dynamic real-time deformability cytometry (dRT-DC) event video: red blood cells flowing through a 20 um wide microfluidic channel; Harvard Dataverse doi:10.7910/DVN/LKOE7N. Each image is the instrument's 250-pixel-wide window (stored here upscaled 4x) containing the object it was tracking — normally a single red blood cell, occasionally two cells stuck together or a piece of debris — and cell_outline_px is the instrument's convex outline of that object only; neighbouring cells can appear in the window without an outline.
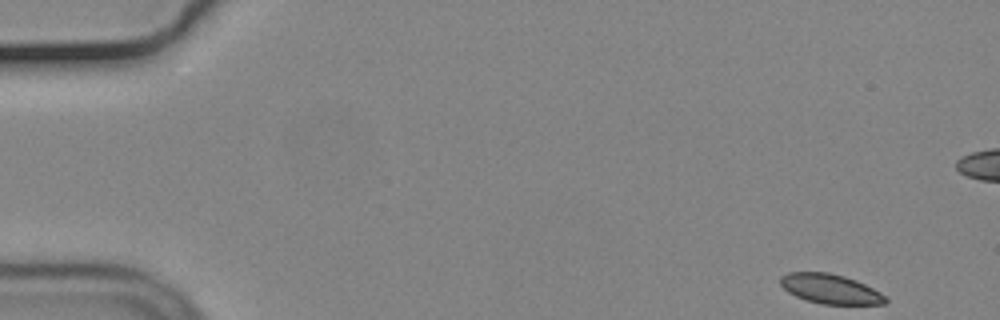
{"species": "common noctule bat (a hibernating species)", "species_latin": "Nyctalus noctula", "temperature_condition": "cold", "stored_images_in_passage": 54, "camera_frame_rate_fps": 3000, "um_per_image_px": 0.085, "animal": {"sex": "male", "body_mass_g": 19.2, "forearm_length_mm": 51.8}, "frame": {"image": 1, "passage_image": 1, "time_ms": 0.0, "image_size_px": [1000, 320], "cell_outline_px": [[888, 304], [820, 304], [796, 296], [788, 292], [780, 284], [780, 276], [788, 272], [828, 272], [844, 276], [856, 280], [888, 296]], "centroid_in_image_um": [70.6, 24.56], "position_along_channel_um": 14.4, "area_um2": 18.21}}
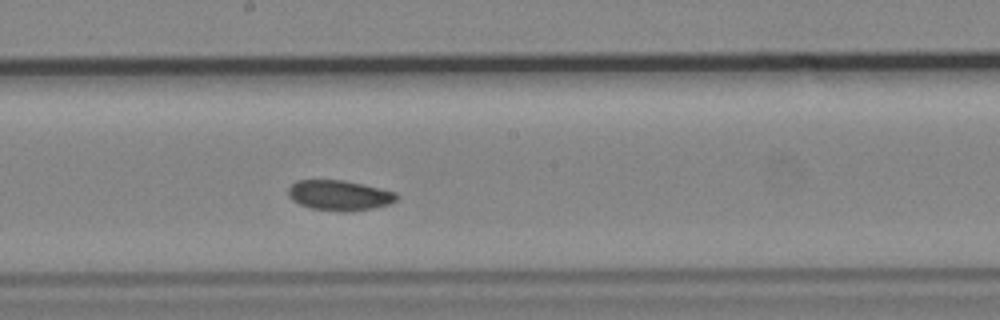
{"frame": {"image": 2, "passage_image": 28, "time_ms": 9.0, "image_size_px": [1000, 320], "cell_outline_px": [[400, 196], [396, 200], [388, 204], [372, 208], [344, 212], [312, 208], [300, 204], [292, 200], [288, 196], [288, 188], [296, 180], [344, 180], [380, 188], [396, 192]], "centroid_in_image_um": [28.84, 16.59], "position_along_channel_um": 219.4, "area_um2": 19.02}}
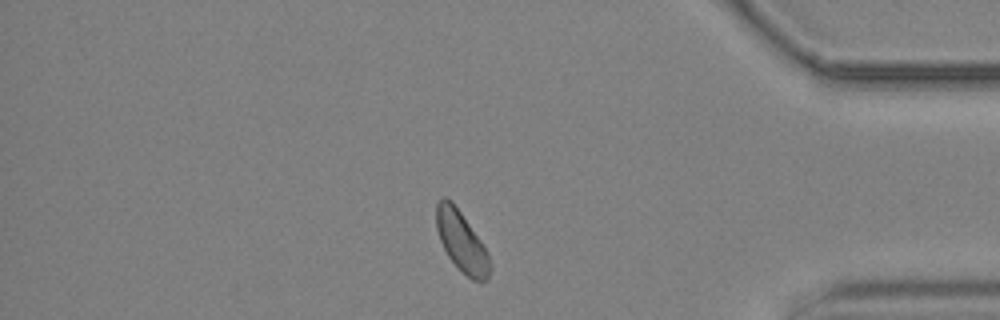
{"frame": {"image": 3, "passage_image": 45, "time_ms": 14.667, "image_size_px": [1000, 320], "cell_outline_px": [[492, 268], [488, 280], [472, 280], [448, 256], [440, 240], [436, 228], [436, 204], [444, 196], [452, 200], [480, 240], [488, 256]], "centroid_in_image_um": [39.22, 20.51], "position_along_channel_um": 396.0, "area_um2": 18.44}, "authors_computed_cell_mechanics": {"area_um2": 19.1607, "velocity_mm_per_s": 3.6499, "shape_relaxation_time_tau1_ms": 3.1349, "shape_relaxation_time_tau2_ms": null, "deformation_change_tau1": 0.0515, "deformation_change_tau2": null}}